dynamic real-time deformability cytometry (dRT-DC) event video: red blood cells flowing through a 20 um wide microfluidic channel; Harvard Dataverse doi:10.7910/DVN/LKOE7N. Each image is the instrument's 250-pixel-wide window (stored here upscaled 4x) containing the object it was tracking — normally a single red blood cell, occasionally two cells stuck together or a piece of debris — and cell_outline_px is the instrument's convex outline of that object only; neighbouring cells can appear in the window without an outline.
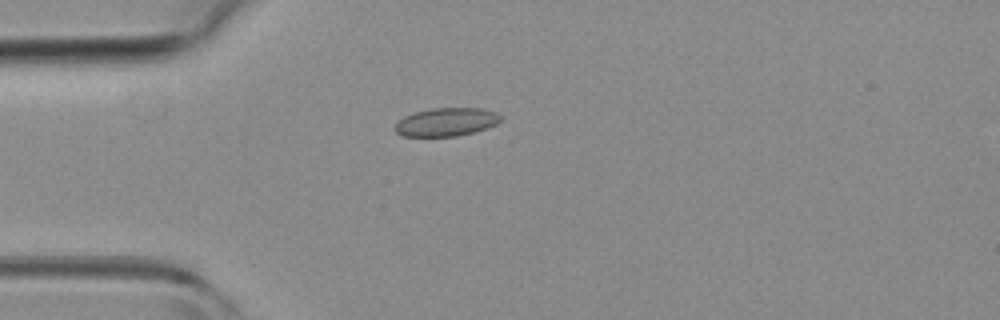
{"species": "common noctule bat (a hibernating species)", "species_latin": "Nyctalus noctula", "temperature_condition": "room temperature", "stored_images_in_passage": 4, "camera_frame_rate_fps": 3000, "um_per_image_px": 0.085, "animal": {"sex": "female", "body_mass_g": 19.3, "forearm_length_mm": 54.1}, "frame": {"image": 1, "passage_image": 4, "time_ms": 3.333, "image_size_px": [1000, 320], "cell_outline_px": [[500, 120], [496, 124], [488, 128], [456, 136], [400, 136], [392, 128], [404, 116], [416, 112], [432, 108], [480, 108], [496, 112], [500, 116]], "centroid_in_image_um": [37.91, 10.37], "position_along_channel_um": 47.1, "area_um2": 17.34}}